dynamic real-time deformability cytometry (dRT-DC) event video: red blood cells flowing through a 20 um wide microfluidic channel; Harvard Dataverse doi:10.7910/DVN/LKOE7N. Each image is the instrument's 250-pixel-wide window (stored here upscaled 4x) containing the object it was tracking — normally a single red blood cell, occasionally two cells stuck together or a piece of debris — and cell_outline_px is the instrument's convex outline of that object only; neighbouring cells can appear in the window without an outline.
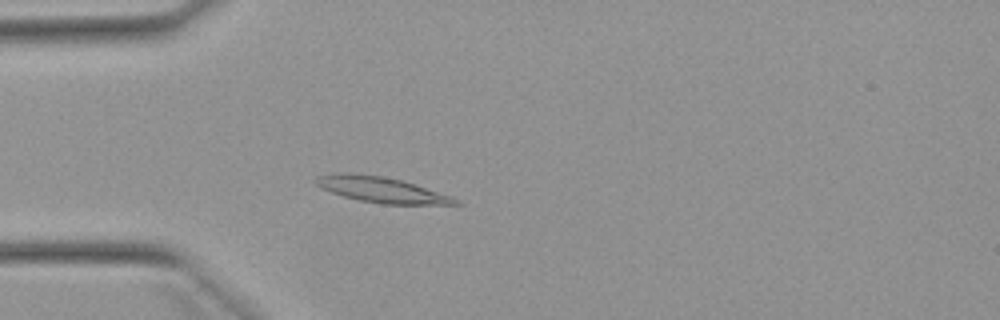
{"species": "Egyptian fruit bat (a non-hibernating species)", "species_latin": "Rousettus aegyptiacus", "temperature_condition": "warm", "stored_images_in_passage": 39, "camera_frame_rate_fps": 3000, "um_per_image_px": 0.085, "animal": {"sex": "female"}, "frame": {"image": 1, "passage_image": 1, "time_ms": 0.0, "image_size_px": [1000, 320], "cell_outline_px": [[464, 204], [380, 204], [360, 200], [344, 196], [320, 188], [312, 180], [316, 176], [336, 172], [348, 172], [380, 176], [400, 180], [452, 196], [460, 200]], "centroid_in_image_um": [32.37, 16.12], "position_along_channel_um": 52.6, "area_um2": 20.75}}
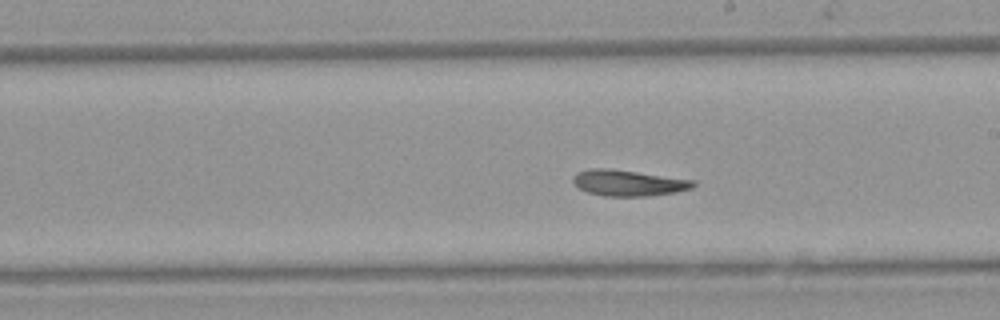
{"frame": {"image": 2, "passage_image": 16, "time_ms": 5.0, "image_size_px": [1000, 320], "cell_outline_px": [[696, 184], [692, 188], [676, 192], [648, 196], [604, 196], [588, 192], [580, 188], [572, 180], [572, 176], [576, 172], [592, 168], [608, 168], [696, 180]], "centroid_in_image_um": [53.42, 15.54], "position_along_channel_um": 235.6, "area_um2": 18.21}}
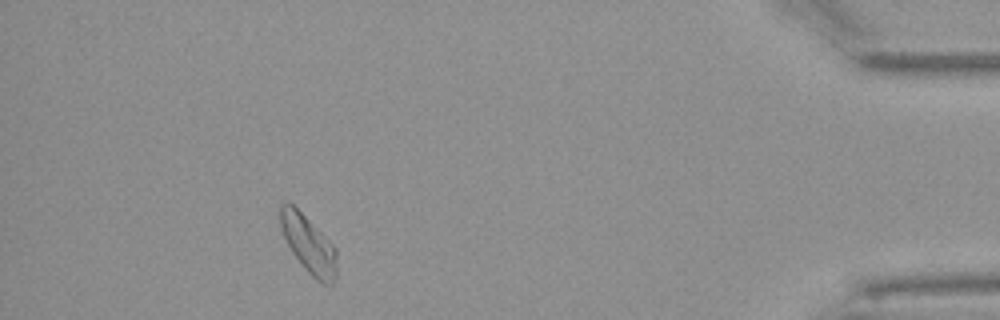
{"frame": {"image": 3, "passage_image": 34, "time_ms": 11.0, "image_size_px": [1000, 320], "cell_outline_px": [[336, 276], [332, 284], [324, 284], [316, 280], [304, 268], [292, 252], [284, 236], [280, 224], [280, 204], [288, 200], [336, 248]], "centroid_in_image_um": [26.22, 20.78], "position_along_channel_um": 409.0, "area_um2": 18.5}, "authors_computed_cell_mechanics": {"area_um2": 18.3804, "velocity_mm_per_s": 3.8513, "shape_relaxation_time_tau1_ms": 5.0913, "shape_relaxation_time_tau2_ms": 6.3922, "deformation_change_tau1": 0.1674, "deformation_change_tau2": 0.1297}}